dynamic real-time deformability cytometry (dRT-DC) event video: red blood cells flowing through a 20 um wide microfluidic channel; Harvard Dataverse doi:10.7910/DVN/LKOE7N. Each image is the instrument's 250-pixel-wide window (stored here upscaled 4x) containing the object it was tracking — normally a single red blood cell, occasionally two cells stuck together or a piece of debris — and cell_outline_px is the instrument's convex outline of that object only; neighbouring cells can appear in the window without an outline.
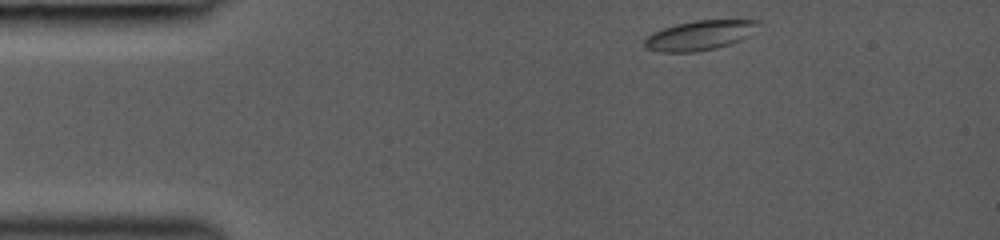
{"species": "common noctule bat (a hibernating species)", "species_latin": "Nyctalus noctula", "temperature_condition": "room temperature", "stored_images_in_passage": 5, "camera_frame_rate_fps": 3000, "um_per_image_px": 0.085, "animal": {"sex": "female", "body_mass_g": 19.0, "forearm_length_mm": 53.3}, "frame": {"image": 1, "passage_image": 1, "time_ms": 0.0, "image_size_px": [1000, 240], "cell_outline_px": [[760, 20], [752, 36], [716, 48], [696, 52], [660, 52], [644, 48], [644, 40], [652, 32], [676, 24], [696, 20]], "centroid_in_image_um": [59.47, 3.01], "position_along_channel_um": 25.5, "area_um2": 19.71}}
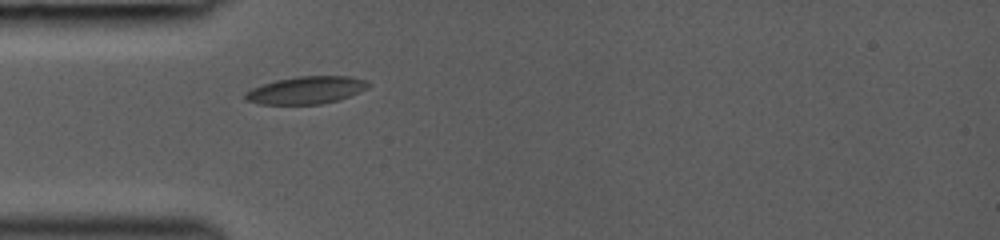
{"frame": {"image": 2, "passage_image": 5, "time_ms": 2.333, "image_size_px": [1000, 240], "cell_outline_px": [[372, 84], [368, 88], [360, 92], [336, 100], [320, 104], [260, 104], [244, 100], [244, 92], [252, 88], [276, 80], [300, 76], [352, 76], [364, 80]], "centroid_in_image_um": [26.02, 7.66], "position_along_channel_um": 59.0, "area_um2": 19.65}}